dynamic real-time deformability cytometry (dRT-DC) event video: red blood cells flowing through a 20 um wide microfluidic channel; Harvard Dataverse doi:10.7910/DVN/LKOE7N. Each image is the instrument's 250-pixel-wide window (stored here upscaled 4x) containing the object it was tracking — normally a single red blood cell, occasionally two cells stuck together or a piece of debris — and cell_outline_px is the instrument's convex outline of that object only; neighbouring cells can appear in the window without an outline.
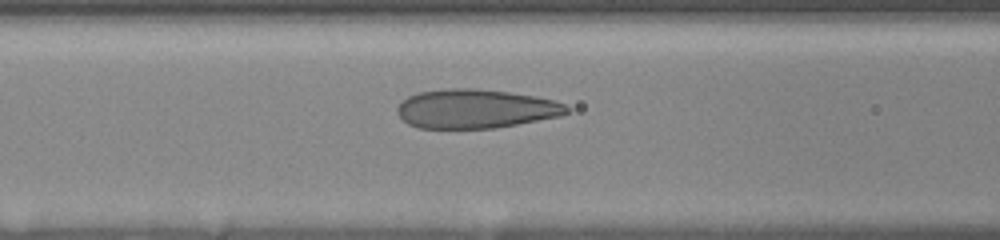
{"species": "human", "species_latin": "Homo sapiens", "temperature_condition": "room temperature", "stored_images_in_passage": 33, "camera_frame_rate_fps": 3000, "um_per_image_px": 0.085, "donor": {"sex": "female"}, "frame": {"image": 1, "passage_image": 12, "time_ms": 4.333, "image_size_px": [1000, 240], "cell_outline_px": [[568, 112], [560, 116], [496, 128], [416, 128], [408, 124], [396, 112], [396, 108], [408, 96], [420, 92], [448, 88], [472, 88], [508, 92], [536, 96], [552, 100], [564, 104], [568, 108]], "centroid_in_image_um": [40.4, 9.25], "position_along_channel_um": 126.2, "area_um2": 38.38}}
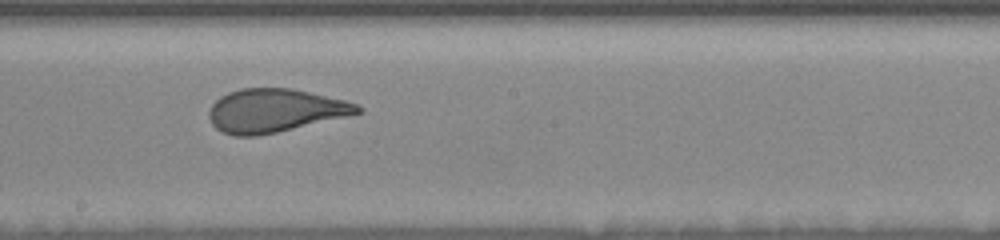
{"frame": {"image": 2, "passage_image": 18, "time_ms": 7.0, "image_size_px": [1000, 240], "cell_outline_px": [[364, 112], [276, 132], [256, 136], [232, 136], [216, 128], [212, 124], [208, 116], [208, 112], [212, 104], [220, 96], [228, 92], [240, 88], [292, 88], [344, 100], [356, 104], [364, 108]], "centroid_in_image_um": [23.34, 9.39], "position_along_channel_um": 224.9, "area_um2": 37.4}}
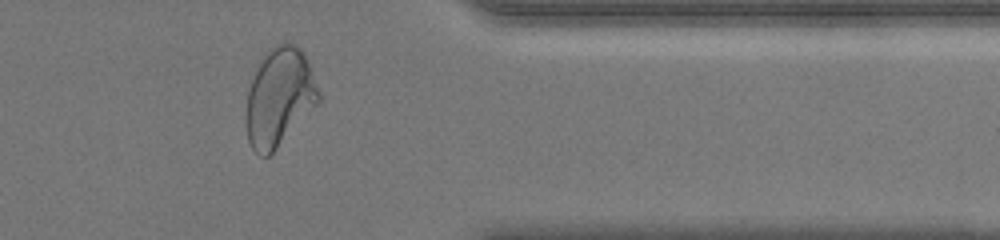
{"frame": {"image": 3, "passage_image": 29, "time_ms": 11.667, "image_size_px": [1000, 240], "cell_outline_px": [[320, 100], [276, 148], [268, 156], [260, 156], [252, 148], [248, 140], [248, 88], [264, 52], [268, 48], [276, 44], [296, 44], [304, 52], [308, 60], [320, 96]], "centroid_in_image_um": [23.75, 8.21], "position_along_channel_um": 387.7, "area_um2": 40.46}}